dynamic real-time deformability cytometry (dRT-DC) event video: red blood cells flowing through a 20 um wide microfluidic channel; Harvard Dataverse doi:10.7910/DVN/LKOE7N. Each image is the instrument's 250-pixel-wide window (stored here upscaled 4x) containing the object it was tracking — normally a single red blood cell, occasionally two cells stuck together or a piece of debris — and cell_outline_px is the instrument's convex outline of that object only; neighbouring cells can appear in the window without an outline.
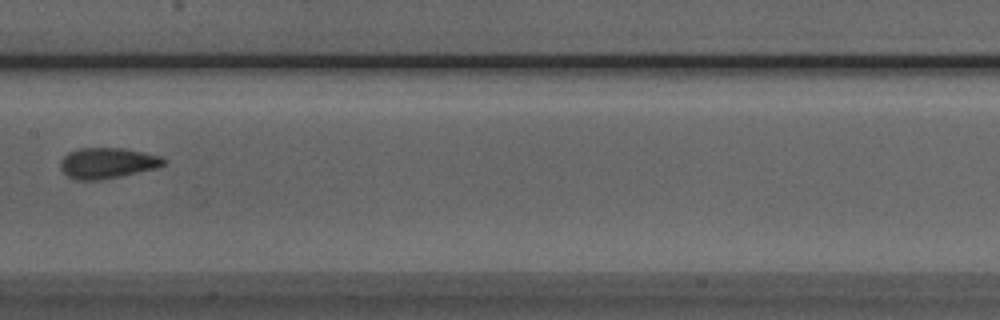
{"species": "Egyptian fruit bat (a non-hibernating species)", "species_latin": "Rousettus aegyptiacus", "temperature_condition": "room temperature", "stored_images_in_passage": 7, "camera_frame_rate_fps": 3000, "um_per_image_px": 0.085, "animal": {"sex": "male"}, "frame": {"image": 1, "passage_image": 7, "time_ms": 7.667, "image_size_px": [1000, 320], "cell_outline_px": [[168, 160], [164, 164], [156, 168], [120, 176], [100, 180], [76, 180], [68, 176], [60, 168], [60, 160], [68, 152], [80, 148], [124, 148], [144, 152], [160, 156]], "centroid_in_image_um": [9.12, 13.85], "position_along_channel_um": 198.3, "area_um2": 18.5}}